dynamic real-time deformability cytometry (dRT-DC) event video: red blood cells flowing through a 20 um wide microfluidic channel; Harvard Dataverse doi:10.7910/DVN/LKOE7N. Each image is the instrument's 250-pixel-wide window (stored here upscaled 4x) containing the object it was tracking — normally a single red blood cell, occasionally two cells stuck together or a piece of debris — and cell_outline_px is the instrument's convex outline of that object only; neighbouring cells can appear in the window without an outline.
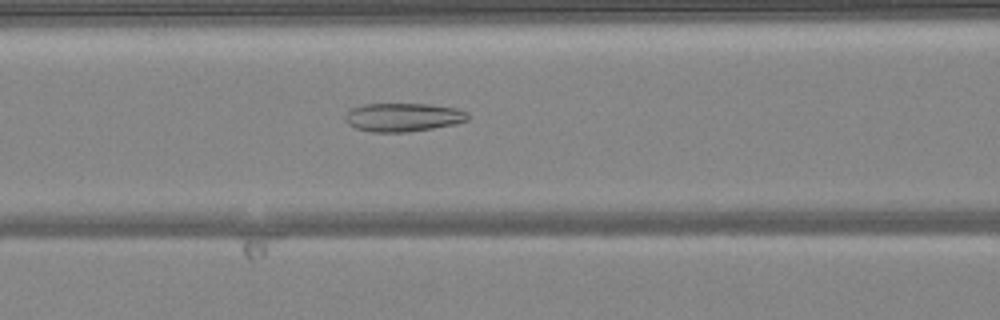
{"species": "common noctule bat (a hibernating species)", "species_latin": "Nyctalus noctula", "temperature_condition": "warm", "stored_images_in_passage": 50, "camera_frame_rate_fps": 3000, "um_per_image_px": 0.085, "animal": {"sex": "female", "body_mass_g": 24.6, "forearm_length_mm": 56.2}, "frame": {"image": 1, "passage_image": 21, "time_ms": 6.667, "image_size_px": [1000, 320], "cell_outline_px": [[468, 120], [456, 124], [408, 132], [372, 132], [356, 128], [348, 124], [344, 120], [344, 116], [352, 108], [364, 104], [428, 104], [456, 108], [468, 112]], "centroid_in_image_um": [34.26, 9.97], "position_along_channel_um": 132.3, "area_um2": 20.4}}
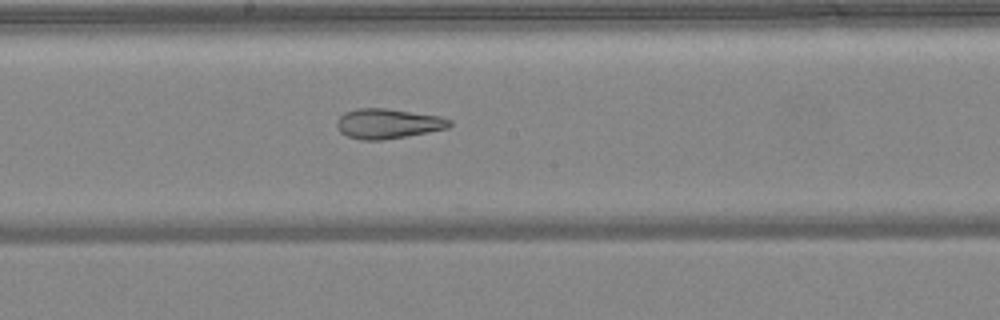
{"frame": {"image": 2, "passage_image": 27, "time_ms": 8.667, "image_size_px": [1000, 320], "cell_outline_px": [[452, 124], [448, 128], [428, 132], [380, 140], [360, 140], [348, 136], [340, 132], [336, 124], [336, 120], [344, 112], [360, 108], [384, 108], [440, 116], [452, 120]], "centroid_in_image_um": [32.96, 10.5], "position_along_channel_um": 215.2, "area_um2": 19.54}}
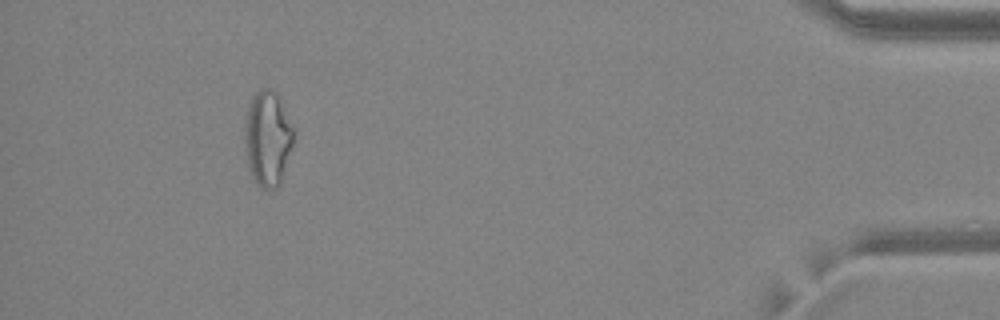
{"frame": {"image": 3, "passage_image": 46, "time_ms": 15.0, "image_size_px": [1000, 320], "cell_outline_px": [[292, 144], [280, 184], [276, 188], [260, 188], [256, 184], [248, 168], [244, 140], [244, 120], [252, 96], [260, 88], [272, 88], [280, 96], [292, 128]], "centroid_in_image_um": [22.71, 11.74], "position_along_channel_um": 412.5, "area_um2": 27.11}, "authors_computed_cell_mechanics": {"area_um2": 25.2008, "velocity_mm_per_s": 4.1422, "shape_relaxation_time_tau1_ms": null, "shape_relaxation_time_tau2_ms": 3.0866, "deformation_change_tau1": null, "deformation_change_tau2": 0.1305}}